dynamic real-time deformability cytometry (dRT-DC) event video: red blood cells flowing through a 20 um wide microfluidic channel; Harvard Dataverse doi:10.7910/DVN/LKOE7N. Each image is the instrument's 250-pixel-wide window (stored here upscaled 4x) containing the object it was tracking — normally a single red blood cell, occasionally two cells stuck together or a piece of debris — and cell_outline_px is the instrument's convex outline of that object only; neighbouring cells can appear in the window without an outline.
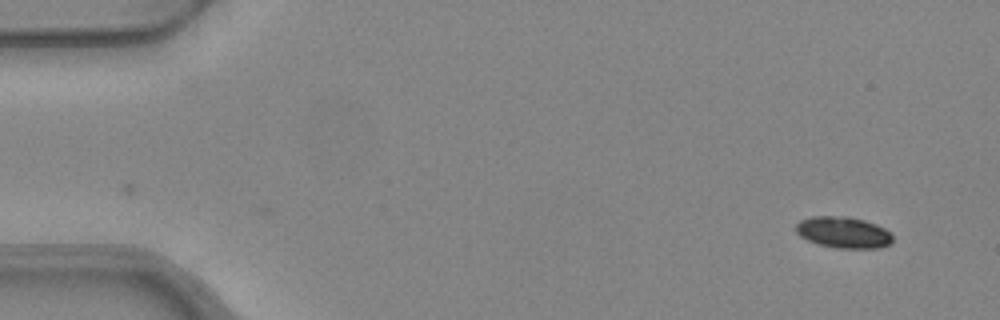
{"species": "common noctule bat (a hibernating species)", "species_latin": "Nyctalus noctula", "temperature_condition": "warm", "stored_images_in_passage": 2, "camera_frame_rate_fps": 3000, "um_per_image_px": 0.085, "animal": {"sex": "female", "body_mass_g": 24.6, "forearm_length_mm": 56.2}, "frame": {"image": 1, "passage_image": 2, "time_ms": 0.333, "image_size_px": [1000, 320], "cell_outline_px": [[892, 244], [880, 248], [836, 248], [820, 244], [808, 240], [800, 236], [796, 232], [796, 224], [800, 220], [812, 216], [848, 216], [864, 220], [876, 224], [884, 228], [892, 236]], "centroid_in_image_um": [71.69, 19.75], "position_along_channel_um": 13.3, "area_um2": 17.69}}